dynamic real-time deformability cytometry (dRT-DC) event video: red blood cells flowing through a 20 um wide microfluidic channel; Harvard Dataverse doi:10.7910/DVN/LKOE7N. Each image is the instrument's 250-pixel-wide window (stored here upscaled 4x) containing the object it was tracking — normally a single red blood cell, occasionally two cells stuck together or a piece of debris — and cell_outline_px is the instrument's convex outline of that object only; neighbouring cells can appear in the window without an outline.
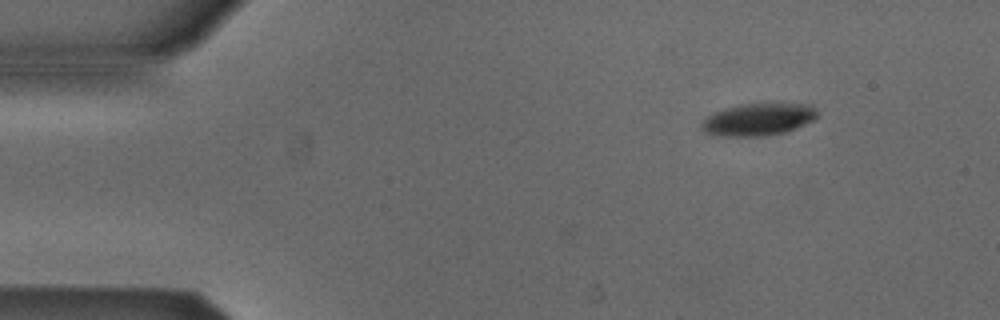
{"species": "Egyptian fruit bat (a non-hibernating species)", "species_latin": "Rousettus aegyptiacus", "temperature_condition": "cold", "stored_images_in_passage": 35, "camera_frame_rate_fps": 3000, "um_per_image_px": 0.085, "animal": {"sex": "male"}, "frame": {"image": 1, "passage_image": 1, "time_ms": 0.0, "image_size_px": [1000, 320], "cell_outline_px": [[820, 116], [796, 128], [784, 132], [764, 136], [728, 136], [704, 132], [700, 128], [700, 124], [704, 116], [712, 112], [724, 108], [744, 104], [812, 104], [816, 108]], "centroid_in_image_um": [64.43, 10.14], "position_along_channel_um": 20.6, "area_um2": 21.85}}
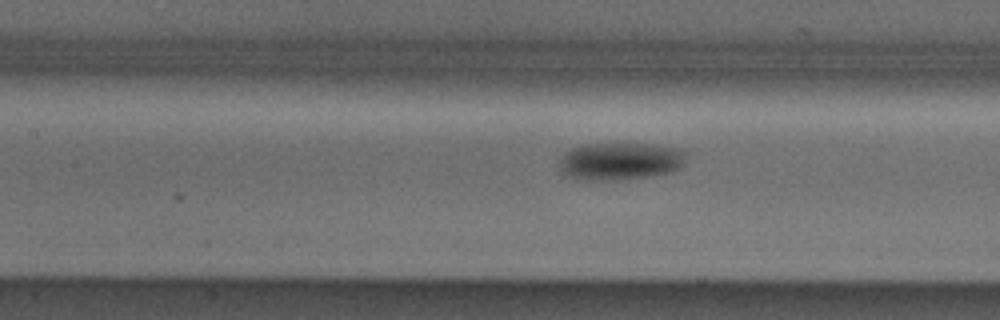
{"frame": {"image": 2, "passage_image": 18, "time_ms": 5.667, "image_size_px": [1000, 320], "cell_outline_px": [[688, 152], [680, 168], [672, 172], [652, 176], [620, 180], [576, 180], [564, 176], [560, 168], [560, 156], [564, 152], [572, 148], [584, 144], [652, 144], [676, 148]], "centroid_in_image_um": [52.68, 13.72], "position_along_channel_um": 154.7, "area_um2": 28.15}}
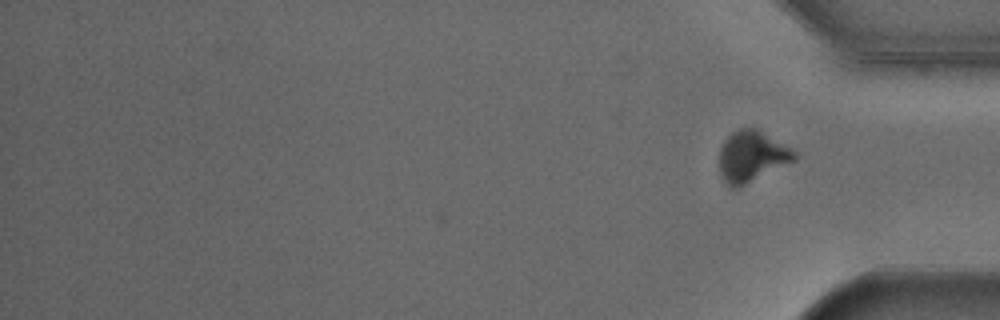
{"frame": {"image": 3, "passage_image": 35, "time_ms": 11.333, "image_size_px": [1000, 320], "cell_outline_px": [[796, 160], [736, 188], [728, 188], [720, 176], [720, 148], [724, 140], [732, 132], [740, 128], [756, 128], [796, 152]], "centroid_in_image_um": [63.86, 13.3], "position_along_channel_um": 371.3, "area_um2": 22.02}, "authors_computed_cell_mechanics": {"area_um2": 25.432, "velocity_mm_per_s": 3.8678, "shape_relaxation_time_tau1_ms": 2.6714, "shape_relaxation_time_tau2_ms": null, "deformation_change_tau1": 0.1068, "deformation_change_tau2": null}}